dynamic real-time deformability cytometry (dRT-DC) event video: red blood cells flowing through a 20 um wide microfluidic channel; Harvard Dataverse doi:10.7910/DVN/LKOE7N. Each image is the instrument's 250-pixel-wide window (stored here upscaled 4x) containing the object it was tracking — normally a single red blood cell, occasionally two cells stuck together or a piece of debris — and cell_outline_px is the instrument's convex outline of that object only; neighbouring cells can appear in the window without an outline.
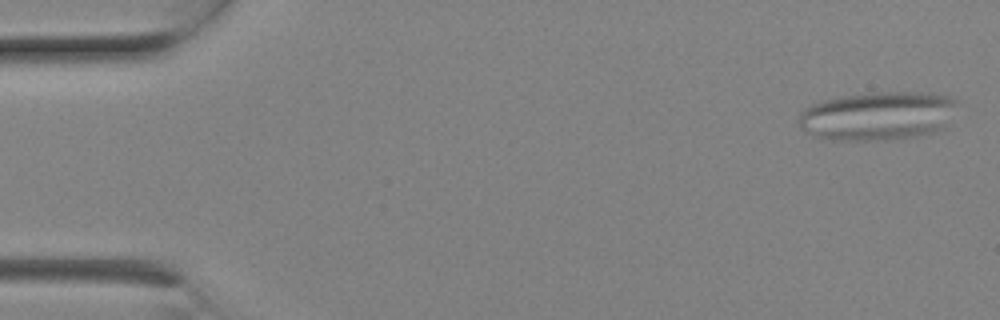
{"species": "Egyptian fruit bat (a non-hibernating species)", "species_latin": "Rousettus aegyptiacus", "temperature_condition": "room temperature", "stored_images_in_passage": 6, "camera_frame_rate_fps": 3000, "um_per_image_px": 0.085, "animal": {"sex": "female"}, "frame": {"image": 1, "passage_image": 1, "time_ms": 0.0, "image_size_px": [1000, 320], "cell_outline_px": [[960, 100], [944, 128], [932, 132], [900, 140], [832, 140], [812, 136], [800, 128], [800, 112], [804, 108], [820, 100], [840, 96], [872, 92], [932, 92], [948, 96]], "centroid_in_image_um": [74.62, 9.84], "position_along_channel_um": 10.4, "area_um2": 45.72}}
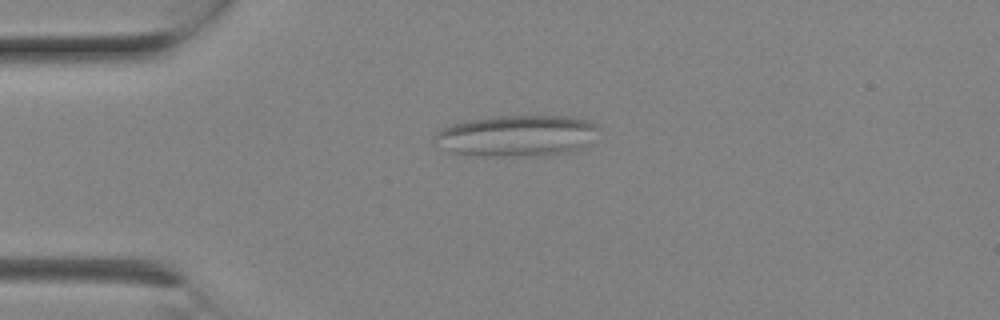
{"frame": {"image": 2, "passage_image": 5, "time_ms": 1.333, "image_size_px": [1000, 320], "cell_outline_px": [[600, 128], [588, 144], [584, 148], [568, 152], [548, 156], [484, 156], [448, 152], [432, 144], [432, 136], [440, 128], [452, 124], [468, 120], [496, 116], [576, 116], [588, 120], [596, 124]], "centroid_in_image_um": [43.9, 11.55], "position_along_channel_um": 41.1, "area_um2": 40.4}}